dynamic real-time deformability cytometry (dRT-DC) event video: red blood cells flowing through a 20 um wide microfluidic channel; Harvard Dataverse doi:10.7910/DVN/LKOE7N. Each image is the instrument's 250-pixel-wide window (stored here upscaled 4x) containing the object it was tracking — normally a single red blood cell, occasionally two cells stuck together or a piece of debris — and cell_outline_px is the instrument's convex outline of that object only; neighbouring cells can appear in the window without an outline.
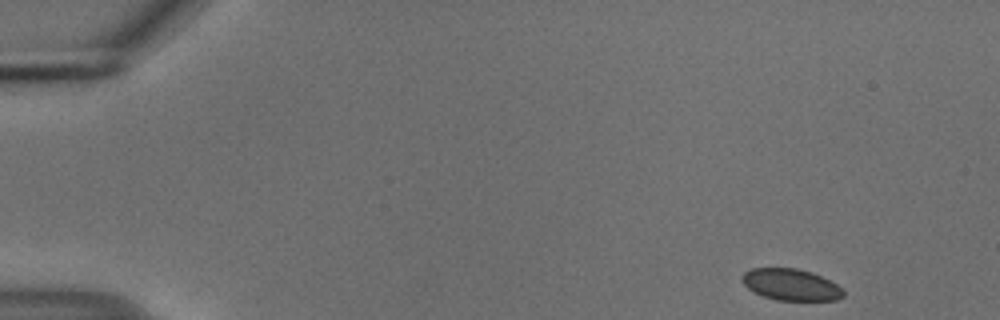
{"species": "common noctule bat (a hibernating species)", "species_latin": "Nyctalus noctula", "temperature_condition": "cold", "stored_images_in_passage": 4, "camera_frame_rate_fps": 3000, "um_per_image_px": 0.085, "animal": {"sex": "male", "body_mass_g": 18.8}, "frame": {"image": 1, "passage_image": 1, "time_ms": 0.0, "image_size_px": [1000, 320], "cell_outline_px": [[844, 296], [836, 300], [776, 300], [764, 296], [748, 288], [740, 280], [740, 276], [744, 272], [752, 268], [796, 268], [812, 272], [844, 288]], "centroid_in_image_um": [67.22, 24.19], "position_along_channel_um": 17.8, "area_um2": 18.61}}
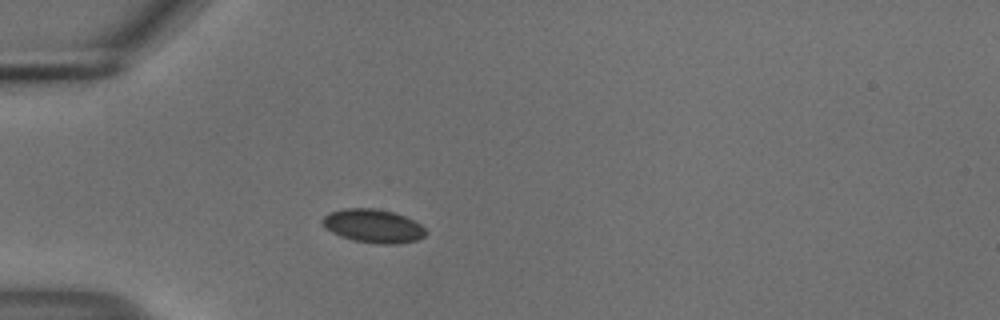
{"frame": {"image": 2, "passage_image": 4, "time_ms": 1.0, "image_size_px": [1000, 320], "cell_outline_px": [[428, 232], [424, 236], [416, 240], [396, 244], [380, 244], [352, 240], [340, 236], [324, 228], [320, 220], [328, 212], [344, 208], [376, 208], [392, 212], [404, 216], [420, 224]], "centroid_in_image_um": [31.68, 19.2], "position_along_channel_um": 53.3, "area_um2": 20.29}}